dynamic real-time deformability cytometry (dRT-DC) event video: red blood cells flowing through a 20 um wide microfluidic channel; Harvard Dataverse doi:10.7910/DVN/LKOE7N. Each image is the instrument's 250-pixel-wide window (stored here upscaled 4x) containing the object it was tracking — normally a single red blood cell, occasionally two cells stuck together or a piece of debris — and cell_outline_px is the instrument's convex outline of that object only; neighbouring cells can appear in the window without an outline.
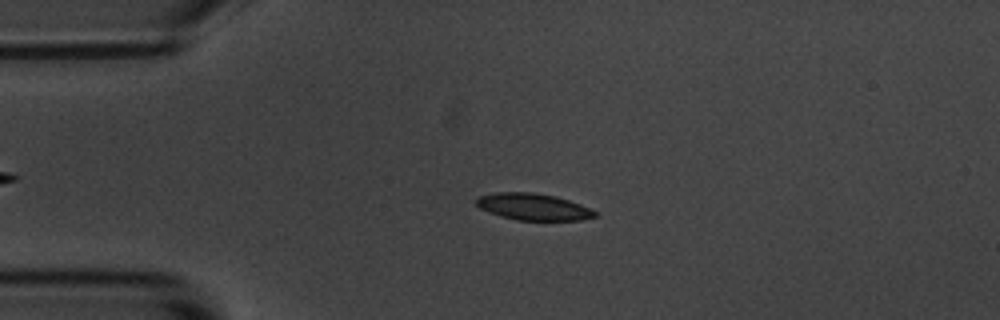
{"species": "common noctule bat (a hibernating species)", "species_latin": "Nyctalus noctula", "temperature_condition": "room temperature", "stored_images_in_passage": 54, "camera_frame_rate_fps": 3000, "um_per_image_px": 0.085, "animal": {"sex": "male", "body_mass_g": 20.1, "forearm_length_mm": 53.5}, "frame": {"image": 1, "passage_image": 11, "time_ms": 3.333, "image_size_px": [1000, 320], "cell_outline_px": [[600, 212], [596, 216], [580, 220], [516, 220], [500, 216], [480, 208], [476, 204], [476, 200], [480, 196], [496, 192], [536, 192], [556, 196], [580, 204]], "centroid_in_image_um": [45.36, 17.57], "position_along_channel_um": 39.6, "area_um2": 18.5}}
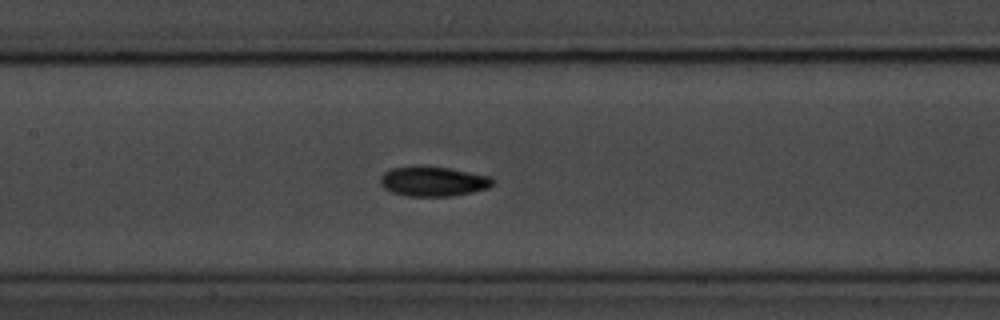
{"frame": {"image": 2, "passage_image": 24, "time_ms": 7.667, "image_size_px": [1000, 320], "cell_outline_px": [[492, 184], [488, 188], [472, 192], [452, 196], [404, 196], [392, 192], [384, 188], [380, 184], [380, 176], [384, 172], [392, 168], [416, 164], [420, 164], [448, 168], [488, 176], [492, 180]], "centroid_in_image_um": [36.73, 15.4], "position_along_channel_um": 170.7, "area_um2": 19.71}}
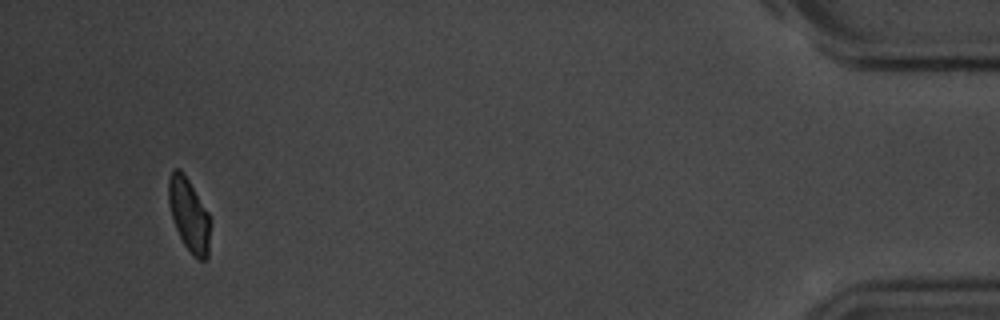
{"frame": {"image": 3, "passage_image": 51, "time_ms": 16.667, "image_size_px": [1000, 320], "cell_outline_px": [[208, 260], [196, 260], [184, 244], [176, 228], [168, 204], [168, 180], [172, 168], [180, 168], [188, 180], [208, 212]], "centroid_in_image_um": [16.03, 18.24], "position_along_channel_um": 419.2, "area_um2": 17.4}, "authors_computed_cell_mechanics": {"area_um2": 18.6983, "velocity_mm_per_s": 3.6028, "shape_relaxation_time_tau1_ms": 3.6886, "shape_relaxation_time_tau2_ms": 4.1413, "deformation_change_tau1": 0.1132, "deformation_change_tau2": 0.0827}}